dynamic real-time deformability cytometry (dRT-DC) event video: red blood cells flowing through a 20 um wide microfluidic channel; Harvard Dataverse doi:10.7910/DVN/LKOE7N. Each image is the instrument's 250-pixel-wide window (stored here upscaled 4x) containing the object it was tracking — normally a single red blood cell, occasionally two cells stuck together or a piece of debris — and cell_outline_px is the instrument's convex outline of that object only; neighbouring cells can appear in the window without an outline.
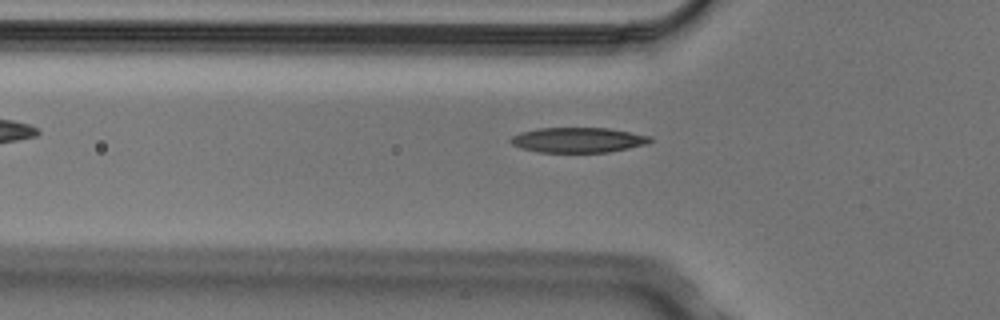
{"species": "Egyptian fruit bat (a non-hibernating species)", "species_latin": "Rousettus aegyptiacus", "temperature_condition": "cold", "stored_images_in_passage": 5, "camera_frame_rate_fps": 3000, "um_per_image_px": 0.085, "animal": {"sex": "male"}, "frame": {"image": 1, "passage_image": 5, "time_ms": 1.333, "image_size_px": [1000, 320], "cell_outline_px": [[652, 140], [648, 144], [608, 152], [540, 152], [520, 148], [512, 144], [508, 140], [512, 136], [520, 132], [536, 128], [608, 128], [652, 136]], "centroid_in_image_um": [49.12, 11.89], "position_along_channel_um": 76.7, "area_um2": 20.46}}